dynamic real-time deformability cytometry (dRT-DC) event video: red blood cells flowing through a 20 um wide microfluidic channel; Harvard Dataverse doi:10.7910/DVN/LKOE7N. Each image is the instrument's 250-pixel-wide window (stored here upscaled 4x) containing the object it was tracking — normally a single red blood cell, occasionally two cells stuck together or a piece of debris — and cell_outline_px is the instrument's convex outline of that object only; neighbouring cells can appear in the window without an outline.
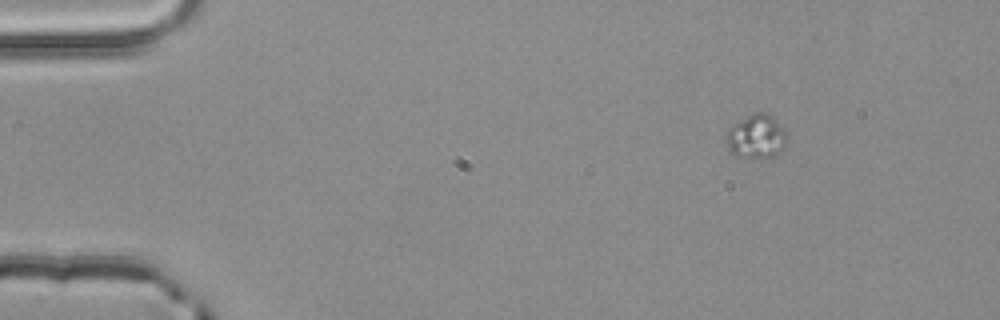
{"species": "common noctule bat (a hibernating species)", "species_latin": "Nyctalus noctula", "temperature_condition": "room temperature", "stored_images_in_passage": 3, "camera_frame_rate_fps": 3000, "um_per_image_px": 0.085, "animal": {"sex": "male", "body_mass_g": 20.4}, "frame": {"image": 1, "passage_image": 1, "time_ms": 0.0, "image_size_px": [1000, 320], "cell_outline_px": [[788, 144], [776, 156], [756, 160], [736, 156], [728, 148], [724, 140], [724, 136], [728, 128], [732, 124], [756, 112], [768, 112], [788, 132]], "centroid_in_image_um": [64.31, 11.64], "position_along_channel_um": 20.7, "area_um2": 16.36}}